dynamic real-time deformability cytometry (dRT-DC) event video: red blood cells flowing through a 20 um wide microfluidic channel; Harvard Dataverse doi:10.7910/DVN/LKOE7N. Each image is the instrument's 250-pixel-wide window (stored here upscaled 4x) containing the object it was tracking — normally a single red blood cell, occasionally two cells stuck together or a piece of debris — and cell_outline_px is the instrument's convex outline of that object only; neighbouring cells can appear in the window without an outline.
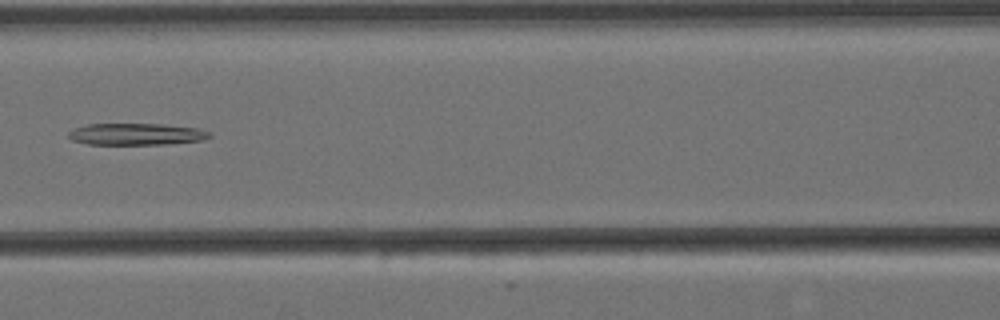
{"species": "Egyptian fruit bat (a non-hibernating species)", "species_latin": "Rousettus aegyptiacus", "temperature_condition": "cold", "stored_images_in_passage": 10, "camera_frame_rate_fps": 3000, "um_per_image_px": 0.085, "animal": {"sex": "female"}, "frame": {"image": 1, "passage_image": 6, "time_ms": 1.667, "image_size_px": [1000, 320], "cell_outline_px": [[212, 136], [200, 140], [164, 144], [88, 144], [72, 140], [68, 136], [68, 132], [76, 128], [88, 124], [164, 124], [200, 128], [212, 132]], "centroid_in_image_um": [11.62, 11.39], "position_along_channel_um": 155.0, "area_um2": 17.8}}
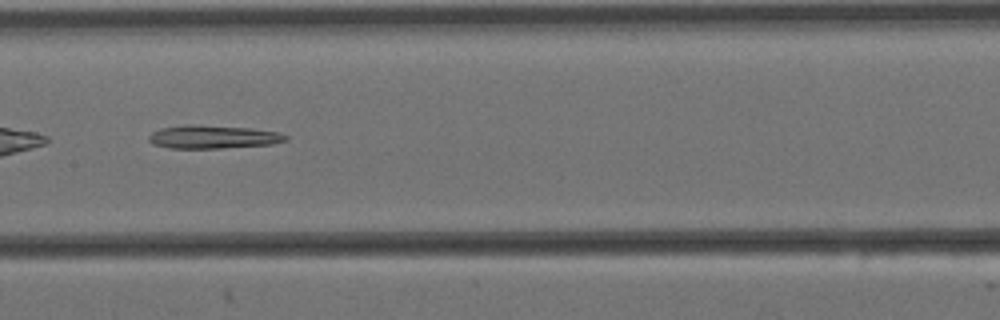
{"frame": {"image": 2, "passage_image": 7, "time_ms": 2.0, "image_size_px": [1000, 320], "cell_outline_px": [[288, 140], [272, 144], [224, 148], [168, 148], [152, 144], [148, 140], [148, 136], [152, 132], [160, 128], [184, 124], [192, 124], [252, 128], [276, 132], [288, 136]], "centroid_in_image_um": [18.06, 11.63], "position_along_channel_um": 189.3, "area_um2": 18.73}}
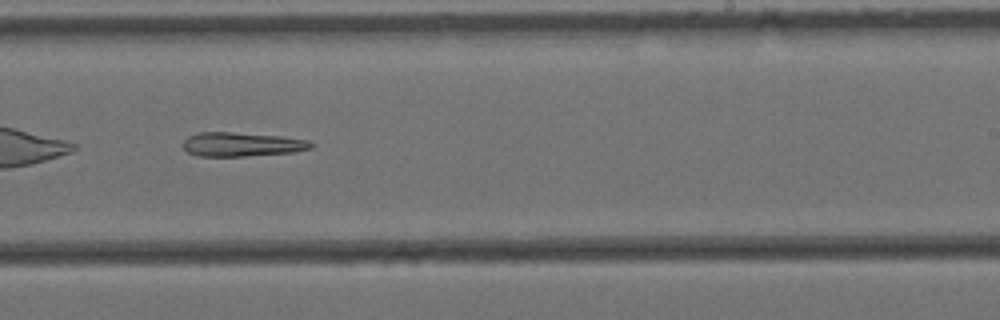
{"frame": {"image": 3, "passage_image": 9, "time_ms": 2.667, "image_size_px": [1000, 320], "cell_outline_px": [[316, 144], [312, 148], [296, 152], [248, 156], [196, 156], [188, 152], [180, 144], [188, 136], [200, 132], [232, 132], [280, 136], [308, 140]], "centroid_in_image_um": [20.56, 12.27], "position_along_channel_um": 268.4, "area_um2": 18.21}}